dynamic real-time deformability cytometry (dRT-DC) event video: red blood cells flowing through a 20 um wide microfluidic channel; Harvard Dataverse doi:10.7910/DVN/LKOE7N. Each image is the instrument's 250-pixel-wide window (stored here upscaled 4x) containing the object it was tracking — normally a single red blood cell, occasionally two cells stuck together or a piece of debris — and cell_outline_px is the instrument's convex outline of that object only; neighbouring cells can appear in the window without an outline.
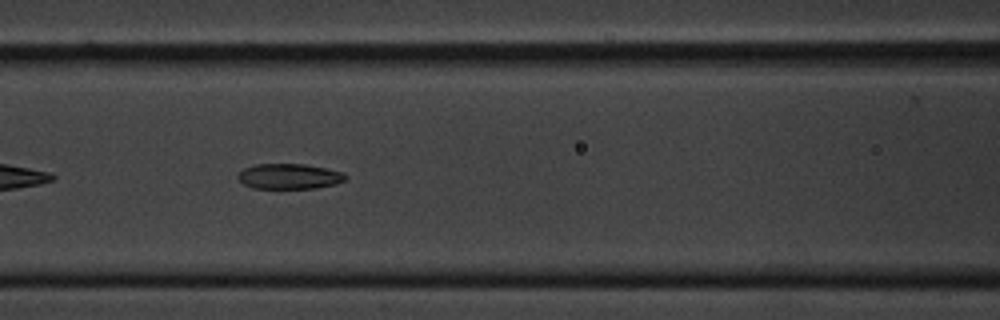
{"species": "common noctule bat (a hibernating species)", "species_latin": "Nyctalus noctula", "temperature_condition": "cold", "stored_images_in_passage": 45, "camera_frame_rate_fps": 3000, "um_per_image_px": 0.085, "animal": {"sex": "male", "body_mass_g": 20.1, "forearm_length_mm": 53.5}, "frame": {"image": 1, "passage_image": 10, "time_ms": 3.0, "image_size_px": [1000, 320], "cell_outline_px": [[348, 176], [344, 180], [336, 184], [316, 188], [252, 188], [244, 184], [236, 176], [244, 168], [256, 164], [304, 164], [344, 172]], "centroid_in_image_um": [24.59, 14.99], "position_along_channel_um": 142.0, "area_um2": 15.84}}
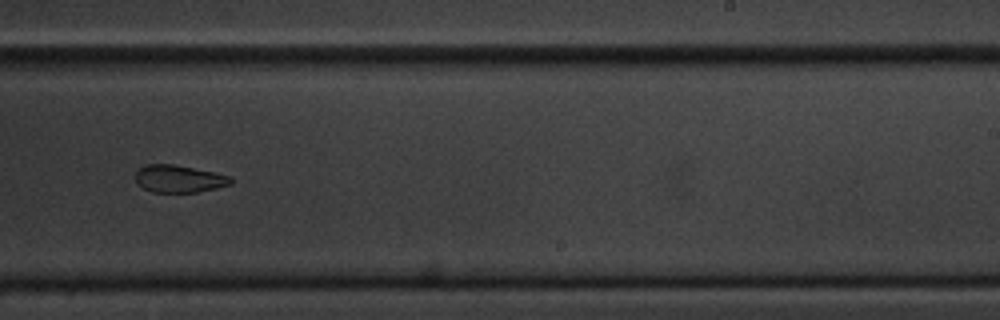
{"frame": {"image": 2, "passage_image": 22, "time_ms": 7.0, "image_size_px": [1000, 320], "cell_outline_px": [[232, 184], [216, 188], [196, 192], [152, 192], [136, 184], [136, 172], [140, 168], [148, 164], [172, 164], [232, 176]], "centroid_in_image_um": [15.21, 15.2], "position_along_channel_um": 273.8, "area_um2": 15.09}}
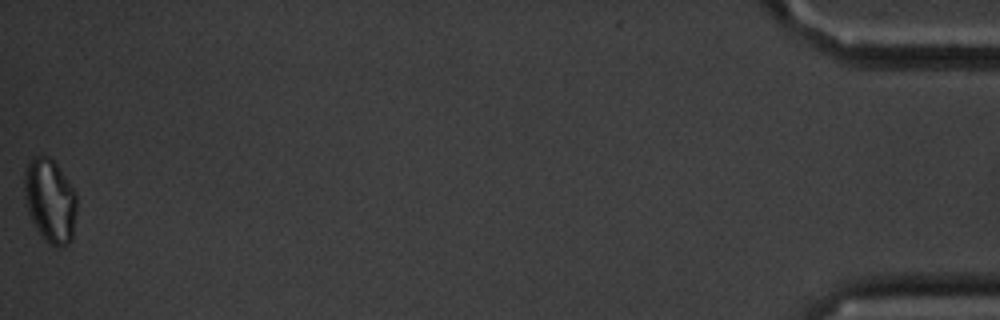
{"frame": {"image": 3, "passage_image": 45, "time_ms": 14.667, "image_size_px": [1000, 320], "cell_outline_px": [[76, 212], [72, 240], [68, 244], [60, 248], [56, 248], [48, 244], [36, 228], [28, 212], [24, 196], [24, 168], [28, 160], [32, 156], [48, 156], [56, 164], [76, 192]], "centroid_in_image_um": [4.24, 17.06], "position_along_channel_um": 431.0, "area_um2": 25.89}, "authors_computed_cell_mechanics": {"area_um2": 16.8776, "velocity_mm_per_s": 3.2995, "shape_relaxation_time_tau1_ms": 6.6933, "shape_relaxation_time_tau2_ms": 5.2339, "deformation_change_tau1": 0.1359, "deformation_change_tau2": 0.1174}}